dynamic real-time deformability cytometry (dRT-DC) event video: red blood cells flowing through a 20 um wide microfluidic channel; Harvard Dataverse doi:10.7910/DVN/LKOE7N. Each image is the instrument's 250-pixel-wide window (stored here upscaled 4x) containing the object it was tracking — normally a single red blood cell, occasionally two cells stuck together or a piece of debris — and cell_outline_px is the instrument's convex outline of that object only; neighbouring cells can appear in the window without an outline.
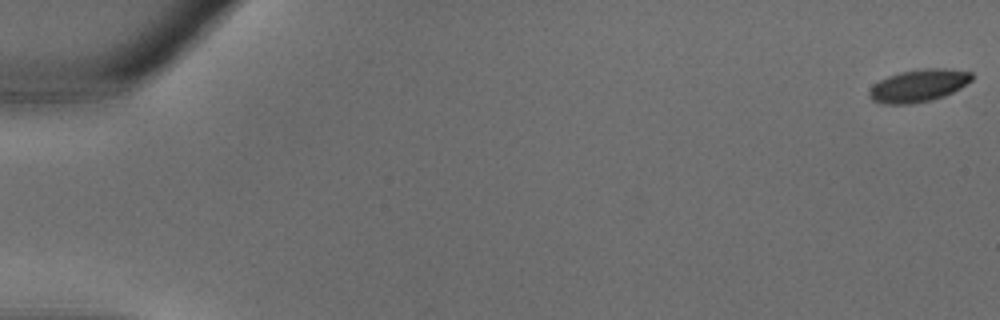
{"species": "common noctule bat (a hibernating species)", "species_latin": "Nyctalus noctula", "temperature_condition": "warm", "stored_images_in_passage": 7, "camera_frame_rate_fps": 3000, "um_per_image_px": 0.085, "animal": {"sex": "male", "body_mass_g": 18.8}, "frame": {"image": 1, "passage_image": 1, "time_ms": 0.0, "image_size_px": [1000, 320], "cell_outline_px": [[972, 80], [960, 88], [944, 96], [932, 100], [912, 104], [884, 104], [872, 100], [868, 96], [868, 92], [880, 80], [888, 76], [900, 72], [924, 68], [944, 68], [972, 72]], "centroid_in_image_um": [78.08, 7.28], "position_along_channel_um": 6.9, "area_um2": 19.36}}